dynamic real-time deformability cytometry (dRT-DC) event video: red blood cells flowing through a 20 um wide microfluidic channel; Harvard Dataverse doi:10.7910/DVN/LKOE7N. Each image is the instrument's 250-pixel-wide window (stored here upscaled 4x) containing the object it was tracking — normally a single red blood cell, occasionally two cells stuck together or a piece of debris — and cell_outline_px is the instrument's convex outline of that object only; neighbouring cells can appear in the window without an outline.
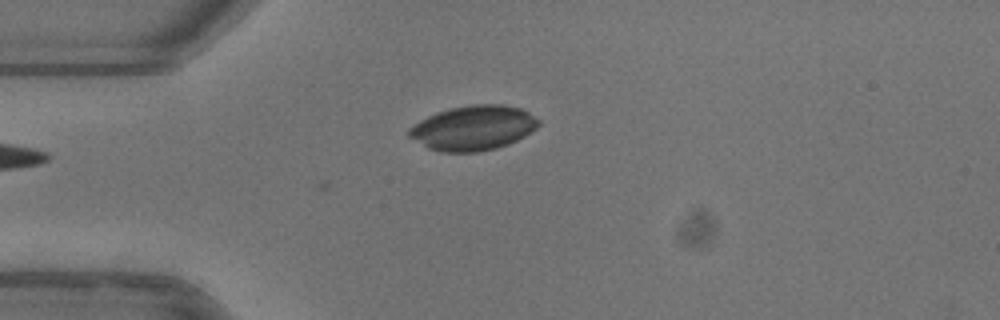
{"species": "common noctule bat (a hibernating species)", "species_latin": "Nyctalus noctula", "temperature_condition": "warm", "stored_images_in_passage": 6, "camera_frame_rate_fps": 3000, "um_per_image_px": 0.085, "animal": {"sex": "female"}, "frame": {"image": 1, "passage_image": 6, "time_ms": 1.667, "image_size_px": [1000, 320], "cell_outline_px": [[540, 124], [536, 128], [524, 136], [508, 144], [496, 148], [476, 152], [440, 152], [428, 148], [408, 136], [408, 128], [420, 120], [436, 112], [452, 108], [472, 104], [504, 104], [520, 108], [528, 112], [540, 120]], "centroid_in_image_um": [40.22, 10.87], "position_along_channel_um": 44.8, "area_um2": 33.76}}